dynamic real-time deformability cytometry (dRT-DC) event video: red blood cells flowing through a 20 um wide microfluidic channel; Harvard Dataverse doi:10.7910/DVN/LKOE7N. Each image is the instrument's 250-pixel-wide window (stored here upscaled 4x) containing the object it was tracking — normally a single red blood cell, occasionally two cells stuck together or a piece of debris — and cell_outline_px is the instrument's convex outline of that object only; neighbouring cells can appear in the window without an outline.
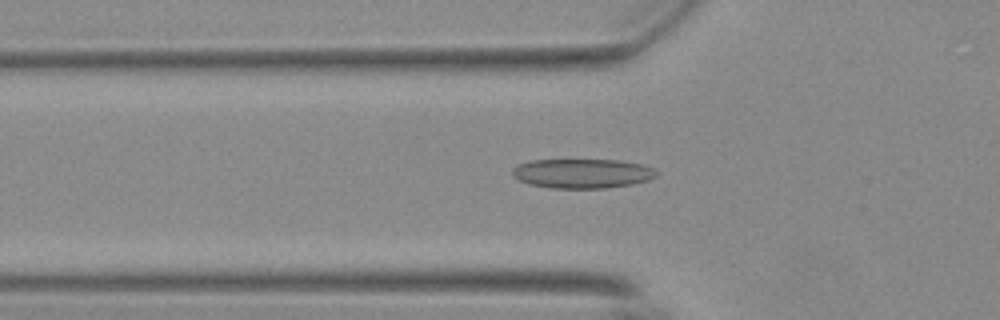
{"species": "Egyptian fruit bat (a non-hibernating species)", "species_latin": "Rousettus aegyptiacus", "temperature_condition": "warm", "stored_images_in_passage": 55, "camera_frame_rate_fps": 3000, "um_per_image_px": 0.085, "animal": {"sex": "female"}, "frame": {"image": 1, "passage_image": 19, "time_ms": 6.0, "image_size_px": [1000, 320], "cell_outline_px": [[660, 172], [656, 176], [648, 180], [632, 184], [604, 188], [548, 188], [528, 184], [520, 180], [512, 172], [512, 168], [520, 164], [532, 160], [620, 160], [640, 164], [652, 168]], "centroid_in_image_um": [49.51, 14.75], "position_along_channel_um": 76.3, "area_um2": 24.62}}
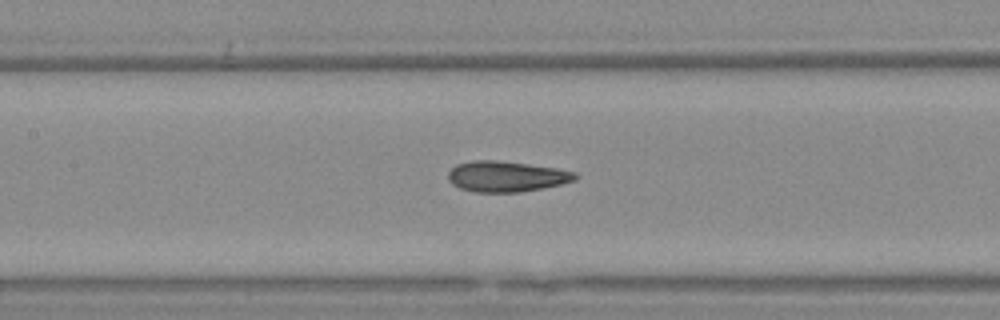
{"frame": {"image": 2, "passage_image": 26, "time_ms": 8.333, "image_size_px": [1000, 320], "cell_outline_px": [[580, 176], [576, 180], [544, 188], [520, 192], [472, 192], [460, 188], [452, 184], [448, 180], [448, 172], [456, 164], [472, 160], [496, 160], [528, 164], [556, 168], [576, 172]], "centroid_in_image_um": [43.04, 15.0], "position_along_channel_um": 164.4, "area_um2": 22.89}}
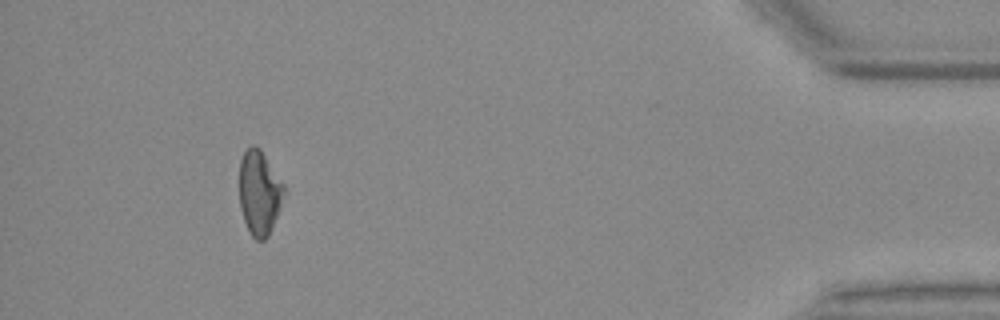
{"frame": {"image": 3, "passage_image": 51, "time_ms": 16.667, "image_size_px": [1000, 320], "cell_outline_px": [[284, 192], [272, 228], [268, 236], [264, 240], [256, 240], [252, 236], [244, 220], [240, 208], [240, 160], [244, 152], [252, 144], [256, 144], [260, 148], [284, 184]], "centroid_in_image_um": [22.03, 16.35], "position_along_channel_um": 413.2, "area_um2": 21.68}, "authors_computed_cell_mechanics": {"area_um2": 22.6576, "velocity_mm_per_s": 3.732, "shape_relaxation_time_tau1_ms": 10.5773, "shape_relaxation_time_tau2_ms": 2.3232, "deformation_change_tau1": 0.2286, "deformation_change_tau2": 0.0969}}